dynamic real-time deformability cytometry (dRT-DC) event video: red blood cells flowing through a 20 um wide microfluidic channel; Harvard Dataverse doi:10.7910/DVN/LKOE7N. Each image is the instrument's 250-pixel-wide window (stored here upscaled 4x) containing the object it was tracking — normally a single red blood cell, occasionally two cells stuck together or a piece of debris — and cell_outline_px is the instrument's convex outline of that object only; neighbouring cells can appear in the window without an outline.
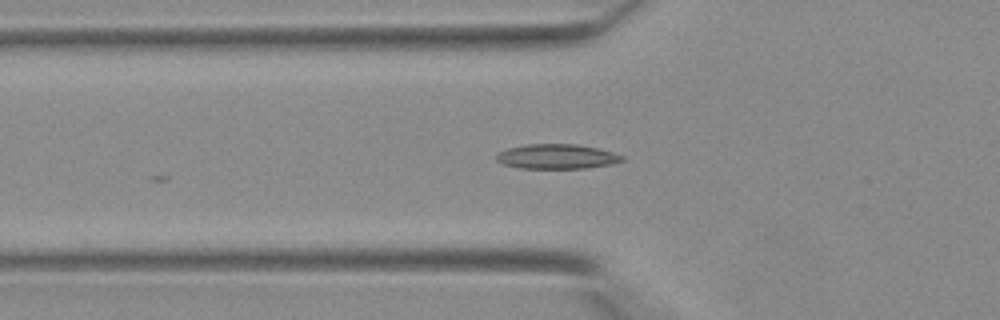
{"species": "Egyptian fruit bat (a non-hibernating species)", "species_latin": "Rousettus aegyptiacus", "temperature_condition": "warm", "stored_images_in_passage": 15, "camera_frame_rate_fps": 3000, "um_per_image_px": 0.085, "animal": {"sex": "female"}, "frame": {"image": 1, "passage_image": 2, "time_ms": 0.333, "image_size_px": [1000, 320], "cell_outline_px": [[624, 160], [612, 164], [584, 168], [520, 168], [504, 164], [496, 160], [496, 156], [500, 152], [508, 148], [528, 144], [576, 144], [596, 148], [612, 152], [624, 156]], "centroid_in_image_um": [47.34, 13.3], "position_along_channel_um": 78.5, "area_um2": 17.92}}
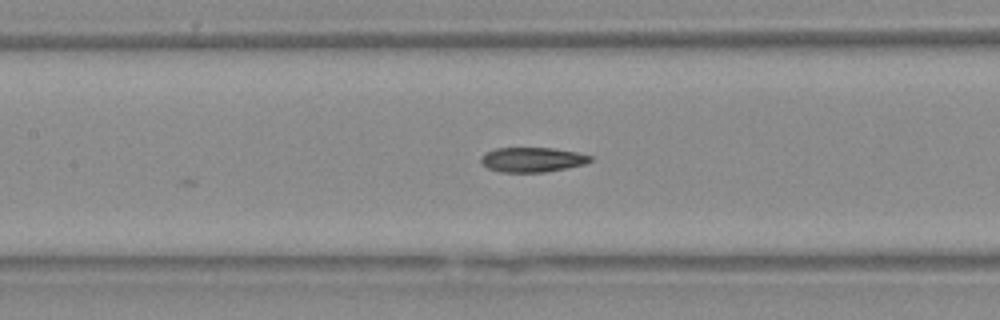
{"frame": {"image": 2, "passage_image": 7, "time_ms": 2.0, "image_size_px": [1000, 320], "cell_outline_px": [[592, 160], [584, 164], [544, 172], [500, 172], [488, 168], [480, 160], [480, 156], [484, 152], [496, 148], [552, 148], [576, 152], [592, 156]], "centroid_in_image_um": [45.2, 13.56], "position_along_channel_um": 162.2, "area_um2": 15.66}}
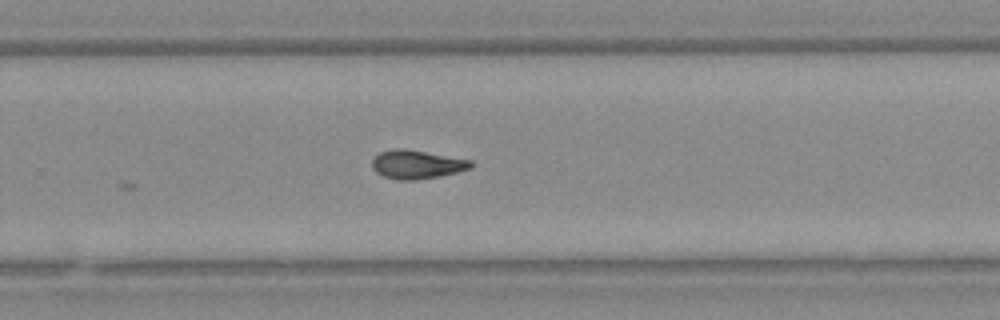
{"frame": {"image": 3, "passage_image": 15, "time_ms": 4.667, "image_size_px": [1000, 320], "cell_outline_px": [[472, 168], [440, 176], [416, 180], [396, 180], [384, 176], [376, 172], [372, 168], [372, 160], [380, 152], [392, 148], [408, 148], [472, 160]], "centroid_in_image_um": [35.42, 13.96], "position_along_channel_um": 294.4, "area_um2": 16.7}}